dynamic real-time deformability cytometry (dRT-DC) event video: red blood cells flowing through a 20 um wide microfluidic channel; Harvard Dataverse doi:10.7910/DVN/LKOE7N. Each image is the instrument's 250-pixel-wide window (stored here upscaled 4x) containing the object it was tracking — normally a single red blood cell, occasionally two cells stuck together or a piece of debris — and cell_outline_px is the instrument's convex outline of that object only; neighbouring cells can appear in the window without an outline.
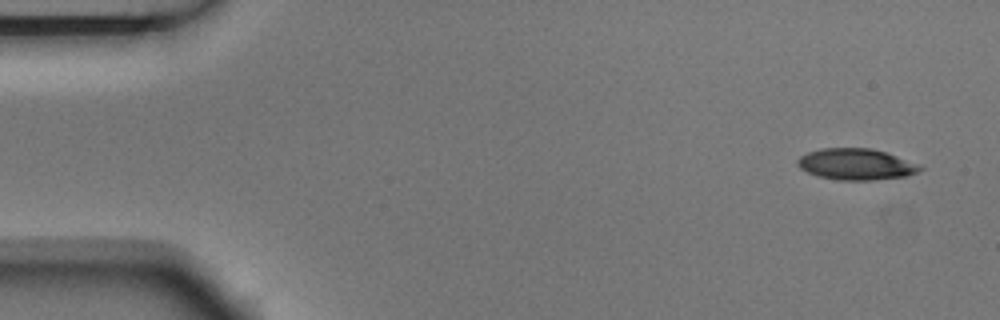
{"species": "Egyptian fruit bat (a non-hibernating species)", "species_latin": "Rousettus aegyptiacus", "temperature_condition": "room temperature", "stored_images_in_passage": 4, "camera_frame_rate_fps": 3000, "um_per_image_px": 0.085, "animal": {"sex": "male"}, "frame": {"image": 1, "passage_image": 1, "time_ms": 0.0, "image_size_px": [1000, 320], "cell_outline_px": [[924, 168], [916, 172], [904, 176], [872, 180], [840, 180], [820, 176], [808, 172], [800, 168], [796, 164], [796, 160], [800, 156], [808, 152], [820, 148], [872, 148], [920, 164]], "centroid_in_image_um": [72.74, 13.95], "position_along_channel_um": 12.3, "area_um2": 22.14}}
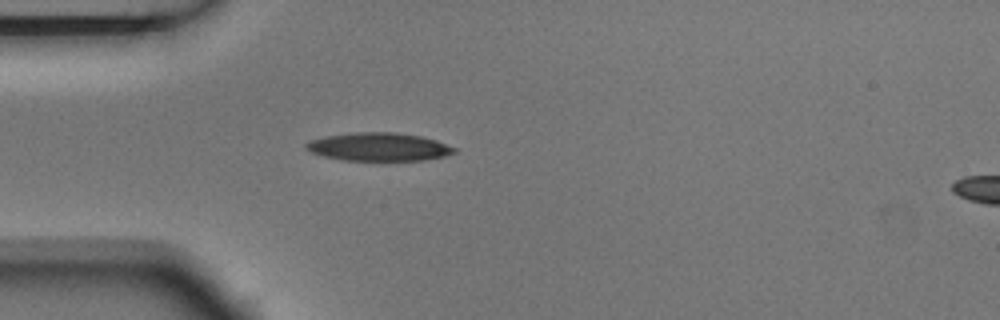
{"frame": {"image": 2, "passage_image": 4, "time_ms": 1.0, "image_size_px": [1000, 320], "cell_outline_px": [[456, 152], [444, 156], [424, 160], [344, 160], [324, 156], [312, 152], [304, 148], [304, 144], [308, 140], [328, 136], [356, 132], [396, 132], [420, 136], [436, 140], [456, 148]], "centroid_in_image_um": [32.19, 12.48], "position_along_channel_um": 52.8, "area_um2": 24.22}}